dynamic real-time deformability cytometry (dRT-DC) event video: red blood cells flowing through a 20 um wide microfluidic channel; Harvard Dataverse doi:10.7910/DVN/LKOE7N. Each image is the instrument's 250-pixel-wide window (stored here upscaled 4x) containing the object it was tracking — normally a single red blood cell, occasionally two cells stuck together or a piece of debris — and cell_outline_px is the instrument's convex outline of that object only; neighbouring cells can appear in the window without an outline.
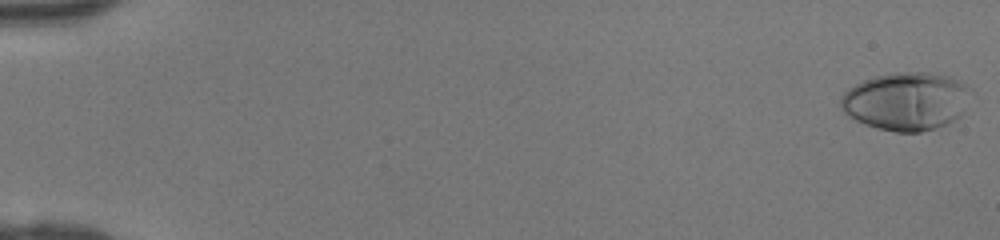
{"species": "human", "species_latin": "Homo sapiens", "temperature_condition": "room temperature", "stored_images_in_passage": 4, "camera_frame_rate_fps": 3000, "um_per_image_px": 0.085, "donor": {"sex": "female"}, "frame": {"image": 1, "passage_image": 1, "time_ms": 0.0, "image_size_px": [1000, 240], "cell_outline_px": [[964, 88], [960, 116], [948, 124], [936, 128], [920, 132], [896, 132], [876, 128], [864, 124], [848, 116], [844, 112], [840, 104], [840, 100], [844, 92], [848, 88], [864, 80], [876, 76], [896, 72], [928, 72], [952, 76], [964, 84]], "centroid_in_image_um": [76.92, 8.61], "position_along_channel_um": 8.1, "area_um2": 43.23}}